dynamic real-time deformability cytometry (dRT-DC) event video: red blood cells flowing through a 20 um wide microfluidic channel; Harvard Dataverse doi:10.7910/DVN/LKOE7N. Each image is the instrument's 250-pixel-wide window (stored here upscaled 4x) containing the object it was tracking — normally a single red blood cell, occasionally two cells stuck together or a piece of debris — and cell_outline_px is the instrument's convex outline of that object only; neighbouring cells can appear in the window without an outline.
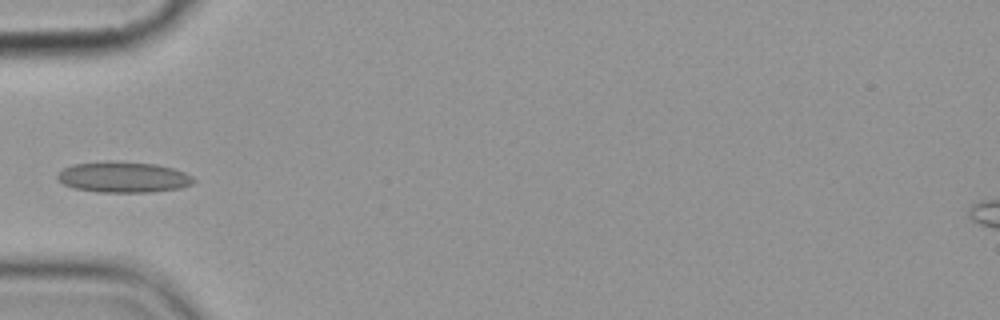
{"species": "common noctule bat (a hibernating species)", "species_latin": "Nyctalus noctula", "temperature_condition": "cold", "stored_images_in_passage": 8, "camera_frame_rate_fps": 3000, "um_per_image_px": 0.085, "animal": {"sex": "female", "body_mass_g": 19.9}, "frame": {"image": 1, "passage_image": 5, "time_ms": 5.0, "image_size_px": [1000, 320], "cell_outline_px": [[196, 180], [192, 184], [180, 188], [152, 192], [100, 192], [72, 188], [64, 184], [56, 176], [64, 168], [72, 164], [104, 160], [108, 160], [156, 164], [172, 168], [184, 172], [192, 176]], "centroid_in_image_um": [10.48, 15.04], "position_along_channel_um": 74.5, "area_um2": 24.62}}
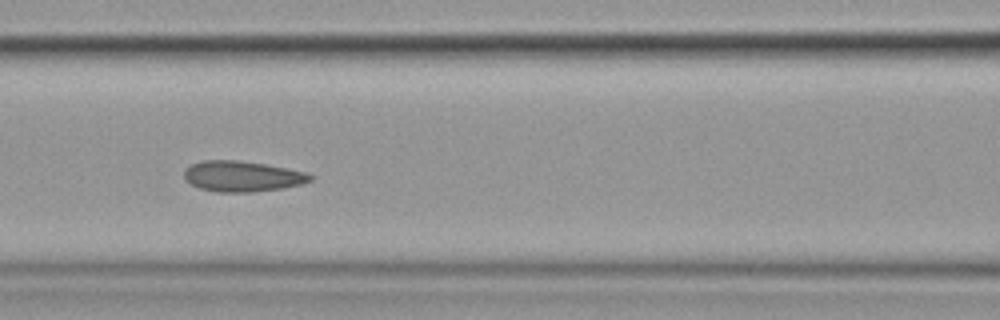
{"frame": {"image": 2, "passage_image": 7, "time_ms": 7.0, "image_size_px": [1000, 320], "cell_outline_px": [[312, 180], [304, 184], [284, 188], [252, 192], [216, 192], [200, 188], [192, 184], [184, 176], [184, 168], [192, 164], [204, 160], [236, 160], [264, 164], [304, 172], [312, 176]], "centroid_in_image_um": [20.59, 14.99], "position_along_channel_um": 146.0, "area_um2": 22.37}}
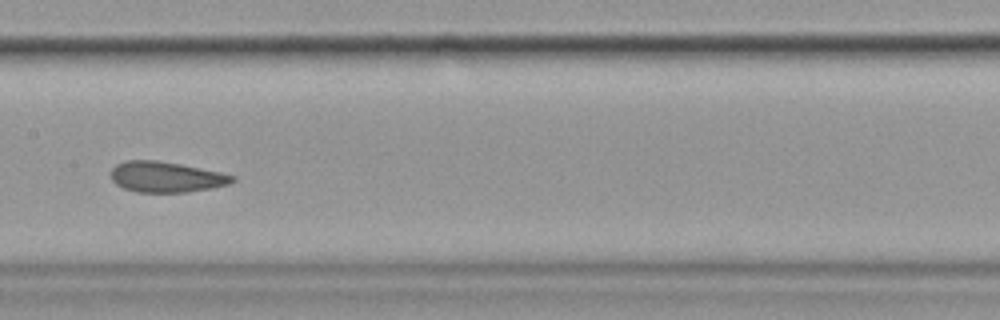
{"frame": {"image": 3, "passage_image": 8, "time_ms": 8.333, "image_size_px": [1000, 320], "cell_outline_px": [[236, 180], [228, 184], [212, 188], [188, 192], [136, 192], [124, 188], [116, 184], [112, 180], [112, 168], [116, 164], [124, 160], [156, 160], [180, 164], [220, 172], [236, 176]], "centroid_in_image_um": [14.12, 15.04], "position_along_channel_um": 193.3, "area_um2": 21.68}}